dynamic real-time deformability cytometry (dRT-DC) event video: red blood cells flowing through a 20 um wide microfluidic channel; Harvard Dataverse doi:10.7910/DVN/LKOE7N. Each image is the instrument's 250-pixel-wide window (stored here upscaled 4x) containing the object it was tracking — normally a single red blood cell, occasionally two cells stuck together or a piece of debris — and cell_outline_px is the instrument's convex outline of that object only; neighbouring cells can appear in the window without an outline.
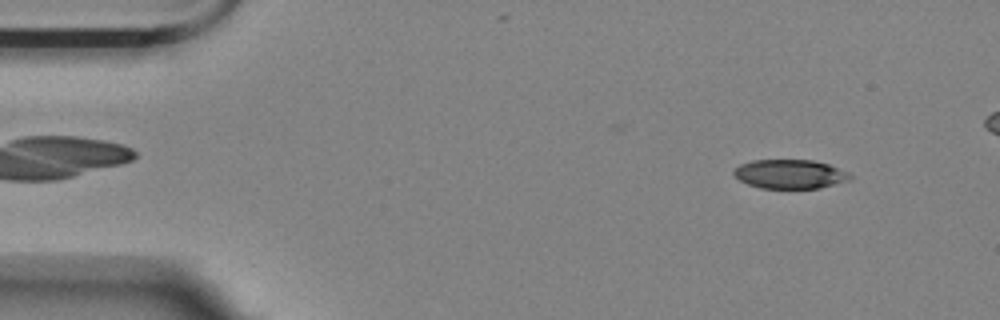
{"species": "Egyptian fruit bat (a non-hibernating species)", "species_latin": "Rousettus aegyptiacus", "temperature_condition": "room temperature", "stored_images_in_passage": 12, "camera_frame_rate_fps": 3000, "um_per_image_px": 0.085, "animal": {"sex": "female"}, "frame": {"image": 1, "passage_image": 4, "time_ms": 1.0, "image_size_px": [1000, 320], "cell_outline_px": [[852, 176], [848, 180], [820, 188], [760, 188], [748, 184], [740, 180], [732, 172], [740, 164], [752, 160], [812, 160], [828, 164], [848, 172]], "centroid_in_image_um": [67.13, 14.79], "position_along_channel_um": 17.9, "area_um2": 19.54}}